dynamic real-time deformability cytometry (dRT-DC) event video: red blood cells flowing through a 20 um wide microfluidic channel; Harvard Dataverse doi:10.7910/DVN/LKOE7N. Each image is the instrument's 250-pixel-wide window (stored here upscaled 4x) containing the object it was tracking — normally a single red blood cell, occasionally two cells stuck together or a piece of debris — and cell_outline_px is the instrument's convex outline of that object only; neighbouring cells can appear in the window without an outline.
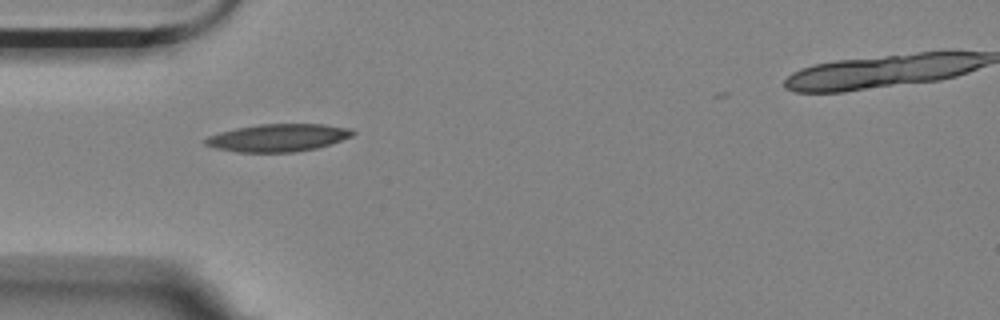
{"species": "Egyptian fruit bat (a non-hibernating species)", "species_latin": "Rousettus aegyptiacus", "temperature_condition": "room temperature", "stored_images_in_passage": 2, "camera_frame_rate_fps": 3000, "um_per_image_px": 0.085, "animal": {"sex": "female"}, "frame": {"image": 1, "passage_image": 1, "time_ms": 0.0, "image_size_px": [1000, 320], "cell_outline_px": [[356, 132], [352, 136], [316, 148], [296, 152], [236, 152], [216, 148], [204, 144], [204, 140], [208, 136], [220, 132], [236, 128], [260, 124], [324, 124], [352, 128]], "centroid_in_image_um": [23.64, 11.7], "position_along_channel_um": 61.4, "area_um2": 23.64}}
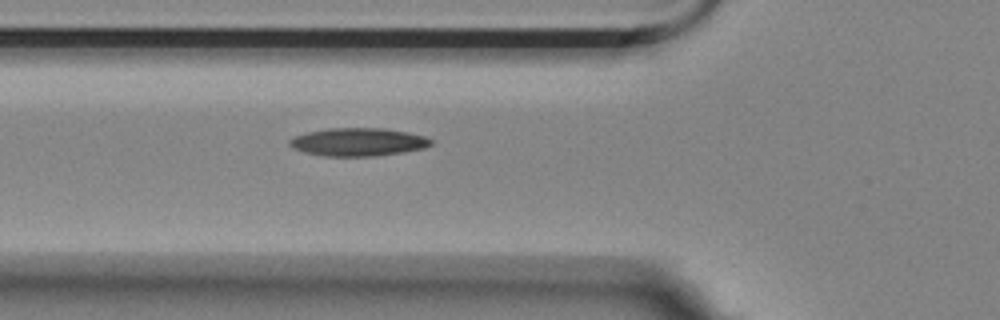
{"frame": {"image": 2, "passage_image": 2, "time_ms": 0.333, "image_size_px": [1000, 320], "cell_outline_px": [[432, 144], [424, 148], [404, 152], [376, 156], [324, 156], [304, 152], [292, 148], [288, 144], [288, 140], [304, 132], [328, 128], [384, 128], [408, 132], [424, 136], [432, 140]], "centroid_in_image_um": [30.42, 12.07], "position_along_channel_um": 95.4, "area_um2": 23.29}}